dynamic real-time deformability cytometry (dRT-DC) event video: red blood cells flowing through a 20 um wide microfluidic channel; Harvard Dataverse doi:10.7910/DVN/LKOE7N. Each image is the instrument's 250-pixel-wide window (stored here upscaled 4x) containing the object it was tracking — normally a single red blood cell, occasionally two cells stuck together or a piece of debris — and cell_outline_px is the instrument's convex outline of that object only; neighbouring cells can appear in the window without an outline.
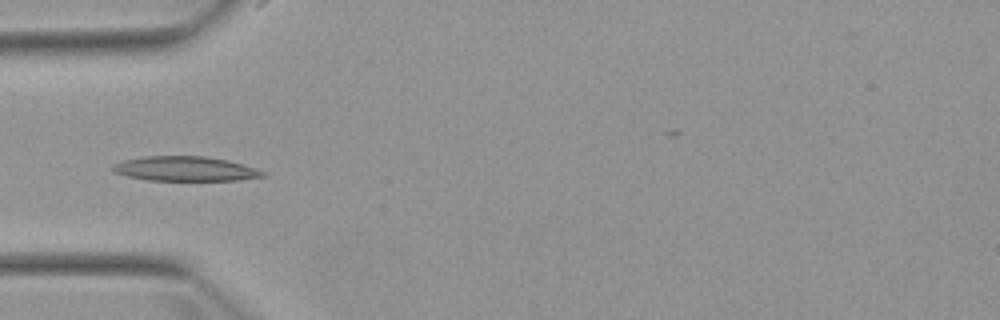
{"species": "Egyptian fruit bat (a non-hibernating species)", "species_latin": "Rousettus aegyptiacus", "temperature_condition": "warm", "stored_images_in_passage": 2, "camera_frame_rate_fps": 3000, "um_per_image_px": 0.085, "animal": {"sex": "female"}, "frame": {"image": 1, "passage_image": 1, "time_ms": 0.0, "image_size_px": [1000, 320], "cell_outline_px": [[264, 176], [240, 180], [148, 180], [128, 176], [112, 172], [112, 164], [124, 160], [144, 156], [204, 156], [228, 160], [244, 164], [256, 168], [264, 172]], "centroid_in_image_um": [15.72, 14.34], "position_along_channel_um": 69.3, "area_um2": 21.5}}